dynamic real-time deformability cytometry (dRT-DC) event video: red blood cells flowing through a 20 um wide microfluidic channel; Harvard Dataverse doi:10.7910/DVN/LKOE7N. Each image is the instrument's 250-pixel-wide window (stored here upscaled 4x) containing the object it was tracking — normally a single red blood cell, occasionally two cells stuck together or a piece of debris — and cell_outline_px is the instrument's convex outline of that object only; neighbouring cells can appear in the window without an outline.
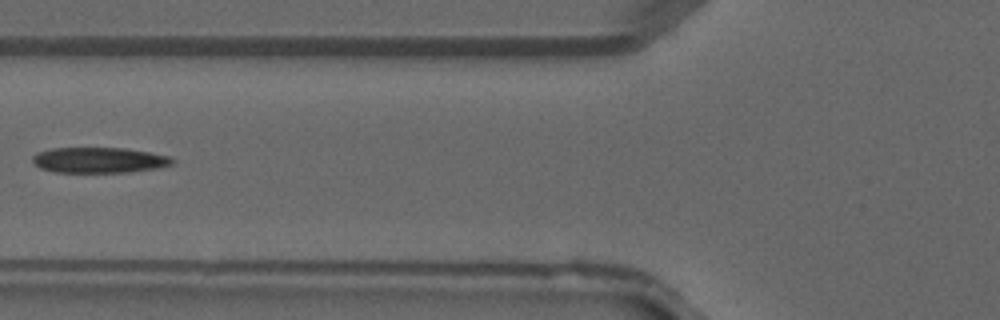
{"species": "common noctule bat (a hibernating species)", "species_latin": "Nyctalus noctula", "temperature_condition": "warm", "stored_images_in_passage": 39, "camera_frame_rate_fps": 3000, "um_per_image_px": 0.085, "animal": {"sex": "male", "forearm_length_mm": 52.5}, "frame": {"image": 1, "passage_image": 14, "time_ms": 4.333, "image_size_px": [1000, 320], "cell_outline_px": [[176, 160], [172, 164], [160, 168], [128, 172], [52, 172], [40, 168], [32, 164], [32, 156], [36, 152], [52, 148], [124, 148], [152, 152], [172, 156]], "centroid_in_image_um": [8.44, 13.61], "position_along_channel_um": 117.4, "area_um2": 21.21}}
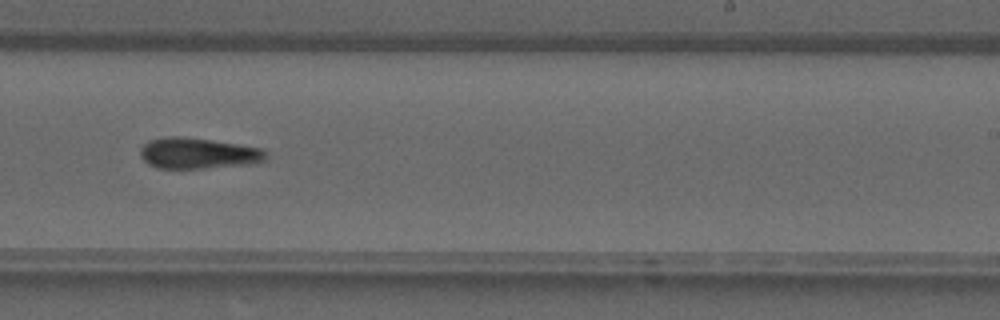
{"frame": {"image": 2, "passage_image": 23, "time_ms": 7.333, "image_size_px": [1000, 320], "cell_outline_px": [[268, 156], [264, 160], [248, 164], [200, 168], [156, 168], [148, 164], [140, 156], [140, 148], [148, 140], [172, 136], [180, 136], [264, 148], [268, 152]], "centroid_in_image_um": [16.82, 13.03], "position_along_channel_um": 272.2, "area_um2": 22.48}}
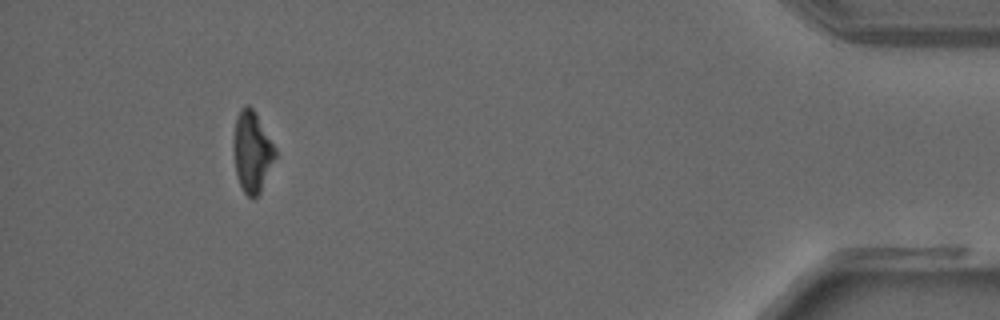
{"frame": {"image": 3, "passage_image": 35, "time_ms": 11.333, "image_size_px": [1000, 320], "cell_outline_px": [[280, 156], [260, 192], [252, 200], [244, 192], [240, 184], [236, 172], [232, 144], [236, 116], [248, 104], [256, 112], [276, 148]], "centroid_in_image_um": [21.48, 12.93], "position_along_channel_um": 413.7, "area_um2": 20.23}}